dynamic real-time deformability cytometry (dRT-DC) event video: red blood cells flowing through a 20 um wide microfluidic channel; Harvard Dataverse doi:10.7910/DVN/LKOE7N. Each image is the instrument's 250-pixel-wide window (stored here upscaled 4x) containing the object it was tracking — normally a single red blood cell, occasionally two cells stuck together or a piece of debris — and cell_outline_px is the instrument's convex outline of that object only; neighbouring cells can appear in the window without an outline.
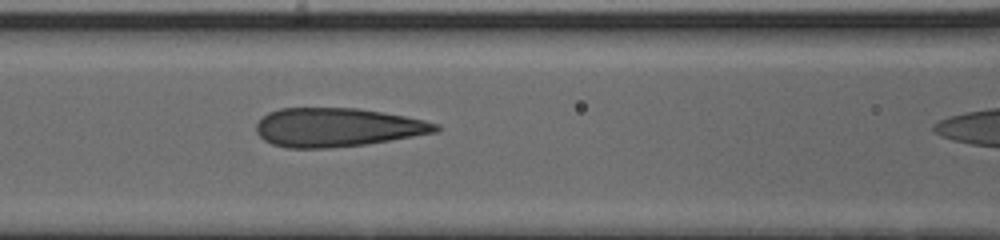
{"species": "human", "species_latin": "Homo sapiens", "temperature_condition": "cold", "stored_images_in_passage": 39, "camera_frame_rate_fps": 3000, "um_per_image_px": 0.085, "donor": {"sex": "male"}, "frame": {"image": 1, "passage_image": 19, "time_ms": 6.0, "image_size_px": [1000, 240], "cell_outline_px": [[440, 128], [436, 132], [364, 144], [328, 148], [284, 148], [272, 144], [264, 140], [256, 132], [256, 124], [268, 112], [280, 108], [356, 108], [404, 116], [424, 120], [440, 124]], "centroid_in_image_um": [28.62, 10.82], "position_along_channel_um": 138.0, "area_um2": 40.23}}
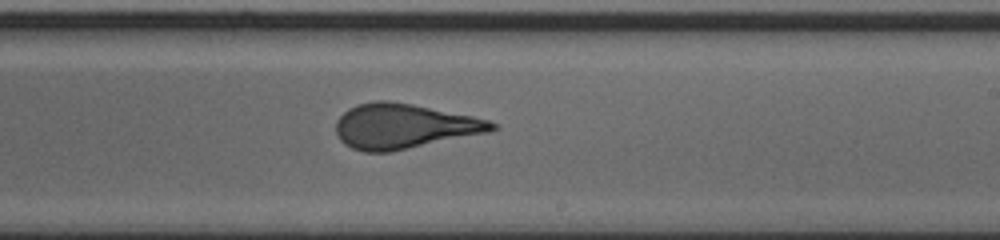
{"frame": {"image": 2, "passage_image": 28, "time_ms": 9.0, "image_size_px": [1000, 240], "cell_outline_px": [[500, 128], [488, 132], [392, 152], [364, 152], [352, 148], [344, 144], [340, 140], [336, 132], [336, 120], [348, 108], [356, 104], [376, 100], [388, 100], [412, 104], [472, 116], [488, 120], [496, 124]], "centroid_in_image_um": [34.3, 10.73], "position_along_channel_um": 254.7, "area_um2": 40.86}}
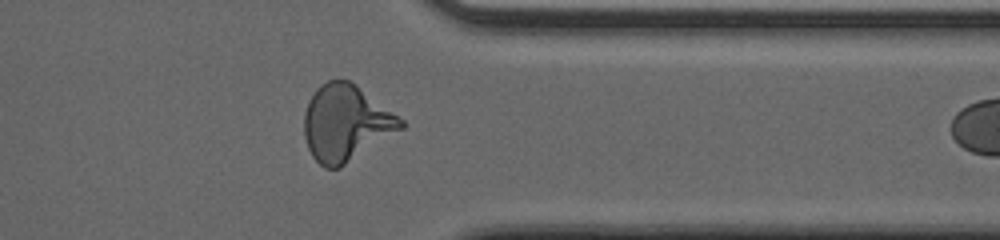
{"frame": {"image": 3, "passage_image": 38, "time_ms": 12.333, "image_size_px": [1000, 240], "cell_outline_px": [[404, 128], [340, 168], [324, 168], [312, 156], [308, 148], [304, 136], [304, 112], [308, 100], [316, 88], [320, 84], [328, 80], [348, 80], [356, 84], [404, 120]], "centroid_in_image_um": [29.39, 10.46], "position_along_channel_um": 382.0, "area_um2": 43.0}}